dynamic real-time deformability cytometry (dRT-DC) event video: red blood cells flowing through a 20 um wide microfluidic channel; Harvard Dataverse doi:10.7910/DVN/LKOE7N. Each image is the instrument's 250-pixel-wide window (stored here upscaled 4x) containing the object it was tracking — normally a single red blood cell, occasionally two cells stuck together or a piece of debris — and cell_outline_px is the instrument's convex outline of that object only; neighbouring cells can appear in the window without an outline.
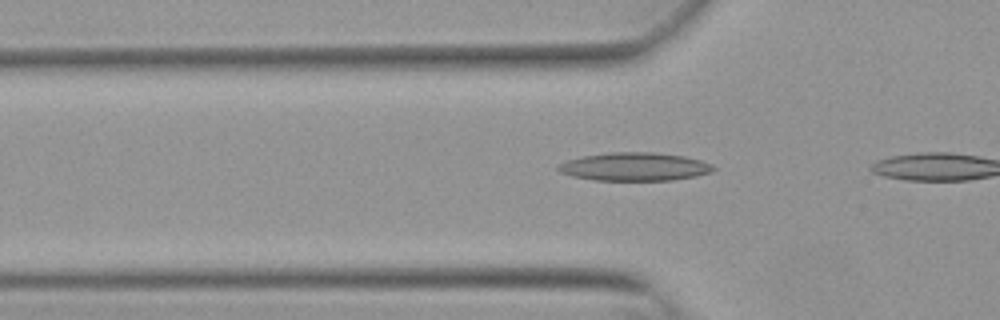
{"species": "Egyptian fruit bat (a non-hibernating species)", "species_latin": "Rousettus aegyptiacus", "temperature_condition": "warm", "stored_images_in_passage": 5, "camera_frame_rate_fps": 3000, "um_per_image_px": 0.085, "animal": {"sex": "female"}, "frame": {"image": 1, "passage_image": 4, "time_ms": 1.0, "image_size_px": [1000, 320], "cell_outline_px": [[716, 168], [712, 172], [696, 176], [672, 180], [596, 180], [572, 176], [560, 172], [556, 168], [560, 164], [568, 160], [580, 156], [608, 152], [656, 152], [684, 156], [700, 160], [712, 164]], "centroid_in_image_um": [53.95, 14.16], "position_along_channel_um": 71.8, "area_um2": 25.61}}